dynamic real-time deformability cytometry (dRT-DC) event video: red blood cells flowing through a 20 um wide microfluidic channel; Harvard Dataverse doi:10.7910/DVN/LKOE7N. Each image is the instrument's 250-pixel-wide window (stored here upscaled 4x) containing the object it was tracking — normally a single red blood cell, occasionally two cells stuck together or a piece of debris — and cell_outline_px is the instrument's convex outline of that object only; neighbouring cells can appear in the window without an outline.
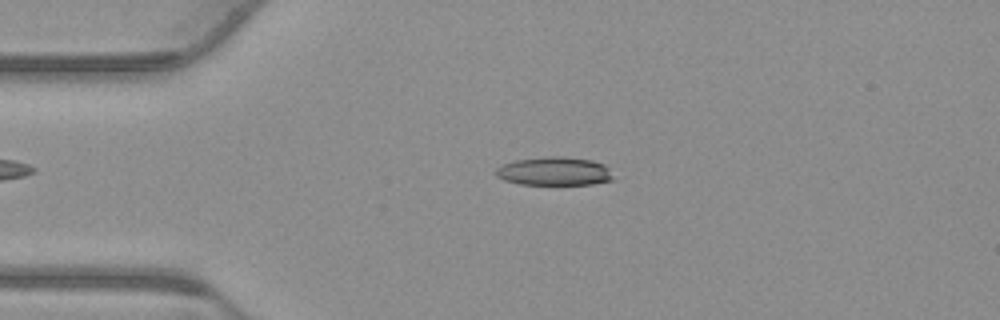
{"species": "common noctule bat (a hibernating species)", "species_latin": "Nyctalus noctula", "temperature_condition": "warm", "stored_images_in_passage": 53, "camera_frame_rate_fps": 3000, "um_per_image_px": 0.085, "animal": {"sex": "male", "body_mass_g": 23.1, "forearm_length_mm": 52.7}, "frame": {"image": 1, "passage_image": 11, "time_ms": 3.333, "image_size_px": [1000, 320], "cell_outline_px": [[612, 180], [592, 184], [520, 184], [504, 180], [496, 176], [496, 168], [500, 164], [516, 160], [548, 156], [560, 156], [592, 160], [604, 164], [608, 168], [612, 176]], "centroid_in_image_um": [47.08, 14.55], "position_along_channel_um": 37.9, "area_um2": 19.42}}
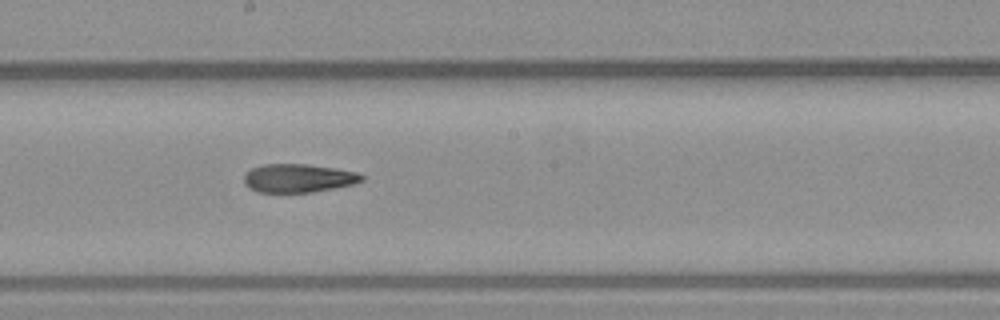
{"frame": {"image": 2, "passage_image": 28, "time_ms": 9.0, "image_size_px": [1000, 320], "cell_outline_px": [[364, 180], [352, 184], [312, 192], [256, 192], [248, 188], [244, 184], [244, 176], [252, 168], [264, 164], [304, 164], [332, 168], [356, 172], [364, 176]], "centroid_in_image_um": [25.31, 15.15], "position_along_channel_um": 222.9, "area_um2": 19.31}}
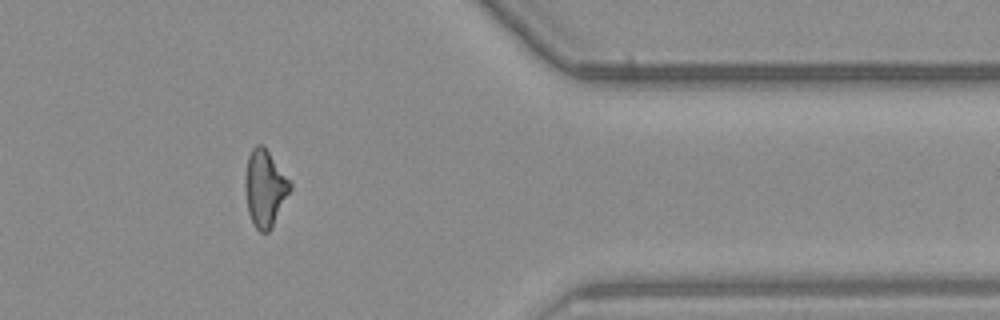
{"frame": {"image": 3, "passage_image": 43, "time_ms": 14.0, "image_size_px": [1000, 320], "cell_outline_px": [[292, 188], [272, 228], [268, 232], [260, 232], [252, 224], [248, 212], [244, 188], [244, 176], [248, 156], [252, 148], [256, 144], [264, 144], [292, 184]], "centroid_in_image_um": [22.5, 15.99], "position_along_channel_um": 388.9, "area_um2": 20.46}, "authors_computed_cell_mechanics": {"area_um2": 20.1144, "velocity_mm_per_s": 3.7831, "shape_relaxation_time_tau1_ms": null, "shape_relaxation_time_tau2_ms": 6.1709, "deformation_change_tau1": null, "deformation_change_tau2": 0.1733}}